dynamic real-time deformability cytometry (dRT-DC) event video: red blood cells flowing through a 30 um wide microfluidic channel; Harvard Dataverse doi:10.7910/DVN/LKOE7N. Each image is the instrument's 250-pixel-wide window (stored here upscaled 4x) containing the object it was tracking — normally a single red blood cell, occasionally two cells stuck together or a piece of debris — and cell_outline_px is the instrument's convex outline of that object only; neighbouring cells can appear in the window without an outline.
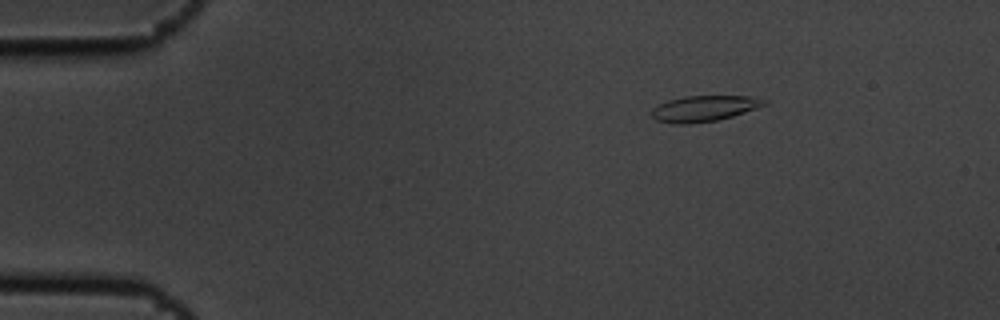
{"species": "common noctule bat (a hibernating species)", "species_latin": "Nyctalus noctula", "temperature_condition": "cold", "stored_images_in_passage": 3, "camera_frame_rate_fps": 3000, "um_per_image_px": 0.085, "animal": {"sex": "male", "body_mass_g": 19.5, "forearm_length_mm": 54.6}, "frame": {"image": 1, "passage_image": 1, "time_ms": 0.0, "image_size_px": [1000, 320], "cell_outline_px": [[768, 104], [732, 116], [716, 120], [688, 124], [672, 124], [656, 120], [652, 116], [652, 108], [668, 100], [684, 96], [748, 96]], "centroid_in_image_um": [59.75, 9.23], "position_along_channel_um": 25.2, "area_um2": 16.59}}